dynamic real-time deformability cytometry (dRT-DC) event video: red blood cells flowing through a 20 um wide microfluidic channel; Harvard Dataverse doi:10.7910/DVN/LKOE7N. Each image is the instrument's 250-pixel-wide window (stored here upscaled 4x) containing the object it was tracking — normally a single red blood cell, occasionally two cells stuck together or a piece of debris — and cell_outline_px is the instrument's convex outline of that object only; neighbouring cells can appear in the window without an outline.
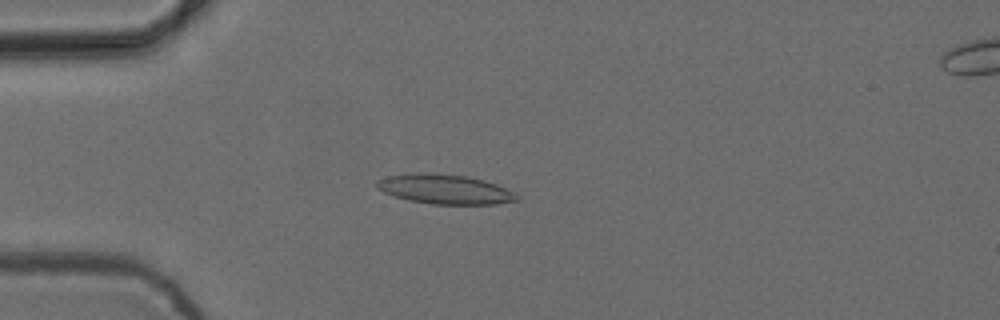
{"species": "common noctule bat (a hibernating species)", "species_latin": "Nyctalus noctula", "temperature_condition": "cold", "stored_images_in_passage": 51, "camera_frame_rate_fps": 3000, "um_per_image_px": 0.085, "animal": {"sex": "female", "body_mass_g": 24.6, "forearm_length_mm": 56.2}, "frame": {"image": 1, "passage_image": 13, "time_ms": 4.0, "image_size_px": [1000, 320], "cell_outline_px": [[520, 200], [496, 204], [432, 204], [408, 200], [384, 192], [376, 188], [376, 180], [388, 176], [468, 176], [484, 180], [496, 184], [516, 192], [520, 196]], "centroid_in_image_um": [37.94, 16.15], "position_along_channel_um": 47.1, "area_um2": 23.06}}
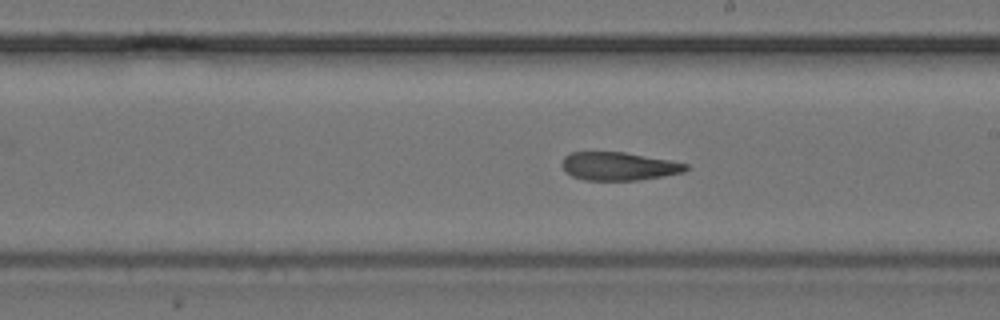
{"frame": {"image": 2, "passage_image": 29, "time_ms": 9.333, "image_size_px": [1000, 320], "cell_outline_px": [[688, 168], [684, 172], [664, 176], [640, 180], [584, 180], [572, 176], [560, 164], [564, 156], [572, 152], [624, 152], [668, 160], [688, 164]], "centroid_in_image_um": [52.58, 14.13], "position_along_channel_um": 236.4, "area_um2": 20.29}}
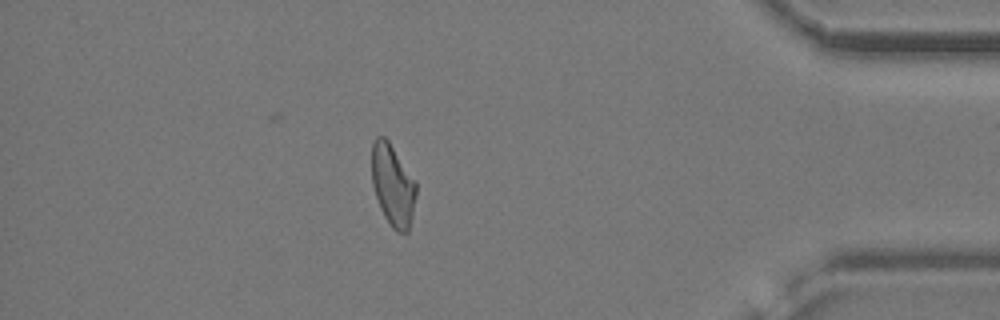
{"frame": {"image": 3, "passage_image": 45, "time_ms": 14.667, "image_size_px": [1000, 320], "cell_outline_px": [[416, 196], [412, 216], [408, 232], [396, 232], [392, 228], [384, 216], [380, 208], [372, 184], [372, 144], [376, 136], [384, 136], [388, 140], [416, 184]], "centroid_in_image_um": [33.37, 15.76], "position_along_channel_um": 401.8, "area_um2": 20.81}, "authors_computed_cell_mechanics": {"area_um2": 22.1374, "velocity_mm_per_s": 3.8709, "shape_relaxation_time_tau1_ms": null, "shape_relaxation_time_tau2_ms": 4.3534, "deformation_change_tau1": null, "deformation_change_tau2": 0.1361}}